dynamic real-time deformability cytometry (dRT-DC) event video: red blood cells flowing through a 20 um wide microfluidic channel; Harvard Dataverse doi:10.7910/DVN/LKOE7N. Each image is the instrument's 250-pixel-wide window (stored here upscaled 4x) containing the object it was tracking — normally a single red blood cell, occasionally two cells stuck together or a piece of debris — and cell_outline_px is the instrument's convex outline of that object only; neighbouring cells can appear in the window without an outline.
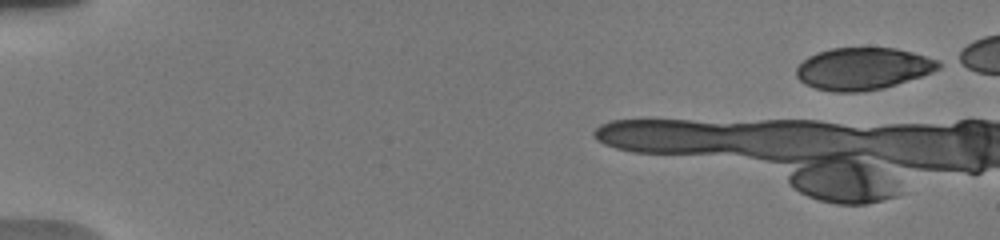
{"species": "human", "species_latin": "Homo sapiens", "temperature_condition": "warm", "stored_images_in_passage": 8, "segment_of_instrument_passage": [1, 2], "camera_frame_rate_fps": 3000, "um_per_image_px": 0.085, "donor": {"sex": "male"}, "frame": {"image": 1, "passage_image": 1, "time_ms": 0.0, "image_size_px": [1000, 240], "cell_outline_px": [[940, 68], [932, 72], [884, 88], [860, 92], [836, 92], [816, 88], [804, 84], [796, 76], [796, 68], [808, 56], [816, 52], [832, 48], [896, 48], [912, 52], [940, 60]], "centroid_in_image_um": [73.34, 5.83], "position_along_channel_um": 11.7, "area_um2": 34.85}}
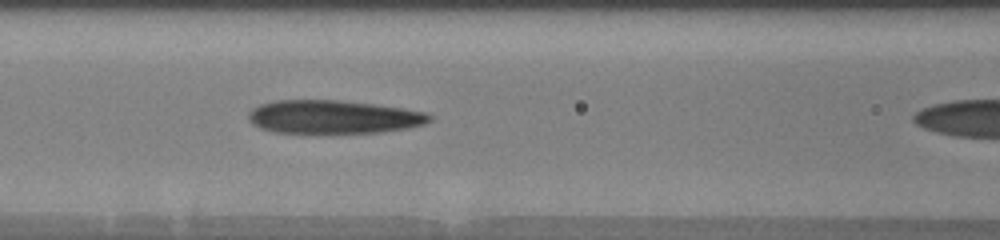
{"frame": {"image": 2, "passage_image": 7, "time_ms": 5.333, "image_size_px": [1000, 240], "cell_outline_px": [[432, 120], [424, 124], [408, 128], [376, 132], [276, 132], [260, 128], [252, 124], [248, 120], [248, 112], [252, 108], [260, 104], [276, 100], [340, 100], [372, 104], [400, 108], [424, 112], [432, 116]], "centroid_in_image_um": [28.29, 9.92], "position_along_channel_um": 138.3, "area_um2": 34.85}}